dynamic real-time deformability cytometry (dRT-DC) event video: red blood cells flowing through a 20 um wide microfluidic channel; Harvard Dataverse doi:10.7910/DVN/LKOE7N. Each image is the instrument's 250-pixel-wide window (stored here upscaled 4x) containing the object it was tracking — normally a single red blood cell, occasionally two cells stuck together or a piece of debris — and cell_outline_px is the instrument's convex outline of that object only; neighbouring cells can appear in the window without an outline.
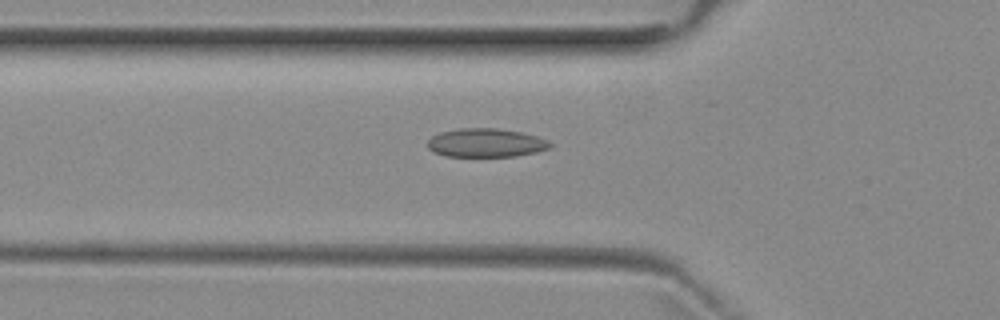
{"species": "common noctule bat (a hibernating species)", "species_latin": "Nyctalus noctula", "temperature_condition": "room temperature", "stored_images_in_passage": 6, "camera_frame_rate_fps": 3000, "um_per_image_px": 0.085, "animal": {"sex": "female", "body_mass_g": 29.2, "forearm_length_mm": 56.3}, "frame": {"image": 1, "passage_image": 6, "time_ms": 7.0, "image_size_px": [1000, 320], "cell_outline_px": [[552, 144], [548, 148], [536, 152], [516, 156], [444, 156], [432, 152], [428, 148], [428, 140], [432, 136], [440, 132], [460, 128], [496, 128], [520, 132], [536, 136], [548, 140]], "centroid_in_image_um": [41.27, 12.14], "position_along_channel_um": 84.5, "area_um2": 20.4}}